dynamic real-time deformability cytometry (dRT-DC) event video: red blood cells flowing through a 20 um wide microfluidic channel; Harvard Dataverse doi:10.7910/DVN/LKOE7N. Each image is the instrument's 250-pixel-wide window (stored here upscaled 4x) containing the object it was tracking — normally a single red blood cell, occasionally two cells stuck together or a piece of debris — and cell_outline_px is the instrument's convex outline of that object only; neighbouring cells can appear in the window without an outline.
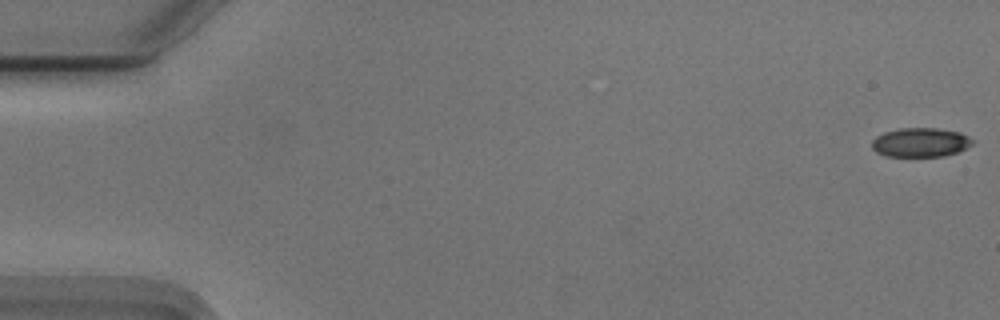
{"species": "Egyptian fruit bat (a non-hibernating species)", "species_latin": "Rousettus aegyptiacus", "temperature_condition": "cold", "stored_images_in_passage": 55, "camera_frame_rate_fps": 3000, "um_per_image_px": 0.085, "animal": {"sex": "male"}, "frame": {"image": 1, "passage_image": 1, "time_ms": 0.0, "image_size_px": [1000, 320], "cell_outline_px": [[972, 144], [956, 152], [944, 156], [884, 156], [876, 152], [872, 148], [872, 140], [876, 136], [884, 132], [900, 128], [936, 128], [960, 132], [968, 136], [972, 140]], "centroid_in_image_um": [78.2, 12.1], "position_along_channel_um": 6.8, "area_um2": 16.99}}
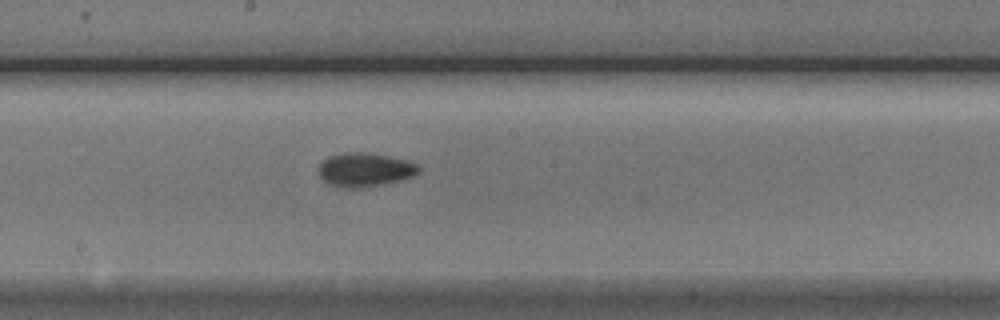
{"frame": {"image": 2, "passage_image": 30, "time_ms": 9.667, "image_size_px": [1000, 320], "cell_outline_px": [[420, 172], [412, 176], [400, 180], [380, 184], [352, 188], [344, 188], [328, 184], [320, 176], [320, 160], [328, 156], [344, 152], [368, 152], [408, 160], [416, 164], [420, 168]], "centroid_in_image_um": [30.99, 14.4], "position_along_channel_um": 217.2, "area_um2": 19.65}}
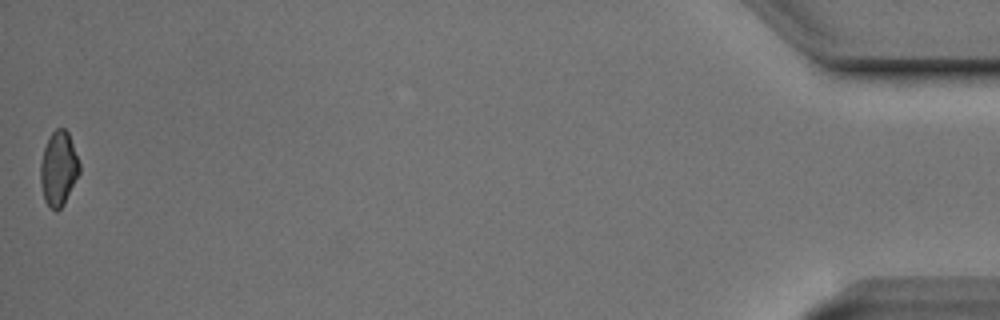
{"frame": {"image": 3, "passage_image": 55, "time_ms": 18.0, "image_size_px": [1000, 320], "cell_outline_px": [[80, 172], [64, 204], [56, 212], [44, 200], [40, 180], [40, 164], [44, 148], [52, 132], [56, 128], [64, 128], [68, 132], [80, 164]], "centroid_in_image_um": [4.98, 14.33], "position_along_channel_um": 430.2, "area_um2": 16.76}, "authors_computed_cell_mechanics": {"area_um2": 17.918, "velocity_mm_per_s": 3.7382, "shape_relaxation_time_tau1_ms": 3.5147, "shape_relaxation_time_tau2_ms": null, "deformation_change_tau1": 0.0806, "deformation_change_tau2": null}}